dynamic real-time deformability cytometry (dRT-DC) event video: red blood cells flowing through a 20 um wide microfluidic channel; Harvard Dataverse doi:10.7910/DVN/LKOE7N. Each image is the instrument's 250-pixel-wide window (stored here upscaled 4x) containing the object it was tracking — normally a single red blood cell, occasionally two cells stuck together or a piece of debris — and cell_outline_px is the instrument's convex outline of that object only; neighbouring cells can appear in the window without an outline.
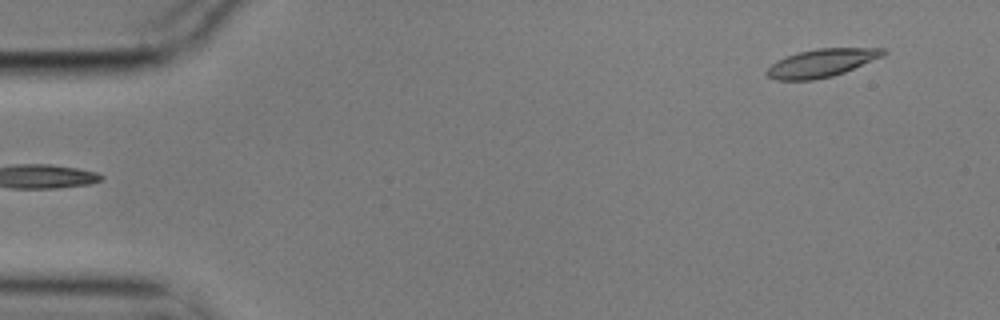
{"species": "common noctule bat (a hibernating species)", "species_latin": "Nyctalus noctula", "temperature_condition": "cold", "stored_images_in_passage": 6, "camera_frame_rate_fps": 3000, "um_per_image_px": 0.085, "animal": {"sex": "male", "body_mass_g": 17.9}, "frame": {"image": 1, "passage_image": 6, "time_ms": 1.667, "image_size_px": [1000, 320], "cell_outline_px": [[888, 52], [884, 56], [844, 72], [832, 76], [812, 80], [776, 80], [768, 76], [764, 72], [776, 60], [800, 52], [816, 48], [884, 48]], "centroid_in_image_um": [69.85, 5.35], "position_along_channel_um": 15.2, "area_um2": 18.96}}